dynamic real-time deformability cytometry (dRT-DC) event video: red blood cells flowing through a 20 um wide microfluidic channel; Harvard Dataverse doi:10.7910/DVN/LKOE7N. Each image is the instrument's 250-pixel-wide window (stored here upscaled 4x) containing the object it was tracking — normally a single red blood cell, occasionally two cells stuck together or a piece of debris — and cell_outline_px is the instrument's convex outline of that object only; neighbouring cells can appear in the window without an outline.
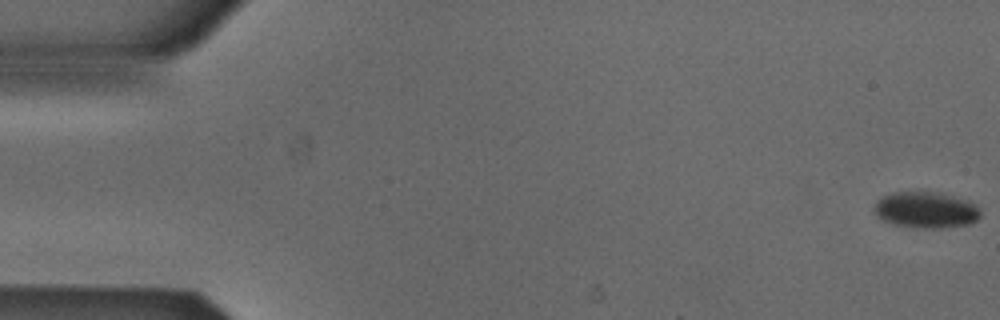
{"species": "Egyptian fruit bat (a non-hibernating species)", "species_latin": "Rousettus aegyptiacus", "temperature_condition": "cold", "stored_images_in_passage": 49, "camera_frame_rate_fps": 3000, "um_per_image_px": 0.085, "animal": {"sex": "male"}, "frame": {"image": 1, "passage_image": 1, "time_ms": 0.0, "image_size_px": [1000, 320], "cell_outline_px": [[980, 216], [976, 220], [968, 224], [940, 228], [920, 228], [896, 224], [884, 220], [876, 216], [872, 208], [876, 200], [880, 196], [892, 192], [932, 192], [952, 196], [968, 200], [976, 204], [980, 208]], "centroid_in_image_um": [78.67, 17.83], "position_along_channel_um": 6.3, "area_um2": 22.48}}
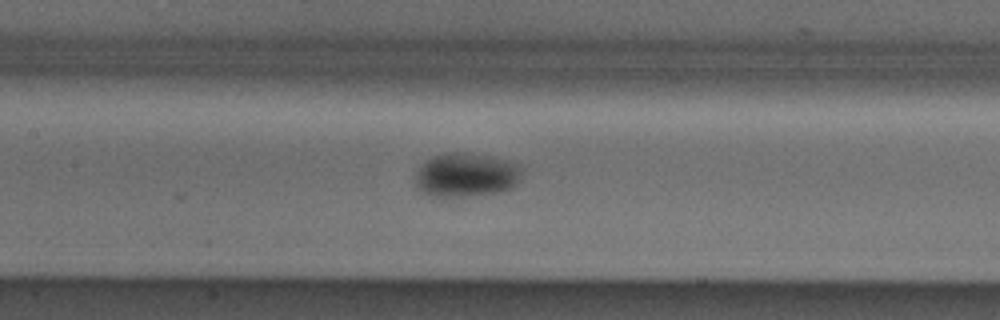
{"frame": {"image": 2, "passage_image": 25, "time_ms": 8.0, "image_size_px": [1000, 320], "cell_outline_px": [[520, 176], [516, 184], [512, 188], [500, 192], [464, 196], [432, 196], [416, 188], [416, 172], [432, 156], [452, 152], [460, 152], [484, 156], [504, 160], [516, 164], [520, 168]], "centroid_in_image_um": [39.6, 14.89], "position_along_channel_um": 167.8, "area_um2": 26.65}}
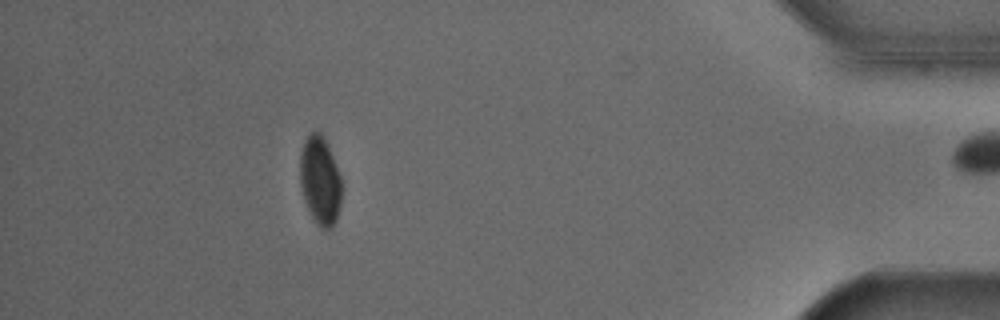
{"frame": {"image": 3, "passage_image": 48, "time_ms": 15.667, "image_size_px": [1000, 320], "cell_outline_px": [[344, 188], [340, 208], [336, 220], [332, 228], [320, 228], [312, 216], [304, 200], [300, 184], [300, 156], [304, 140], [312, 132], [320, 132], [324, 136], [328, 144], [340, 176]], "centroid_in_image_um": [27.24, 15.36], "position_along_channel_um": 408.0, "area_um2": 21.73}, "authors_computed_cell_mechanics": {"area_um2": 24.2182, "velocity_mm_per_s": 3.881, "shape_relaxation_time_tau1_ms": 3.1022, "shape_relaxation_time_tau2_ms": null, "deformation_change_tau1": 0.0413, "deformation_change_tau2": null}}